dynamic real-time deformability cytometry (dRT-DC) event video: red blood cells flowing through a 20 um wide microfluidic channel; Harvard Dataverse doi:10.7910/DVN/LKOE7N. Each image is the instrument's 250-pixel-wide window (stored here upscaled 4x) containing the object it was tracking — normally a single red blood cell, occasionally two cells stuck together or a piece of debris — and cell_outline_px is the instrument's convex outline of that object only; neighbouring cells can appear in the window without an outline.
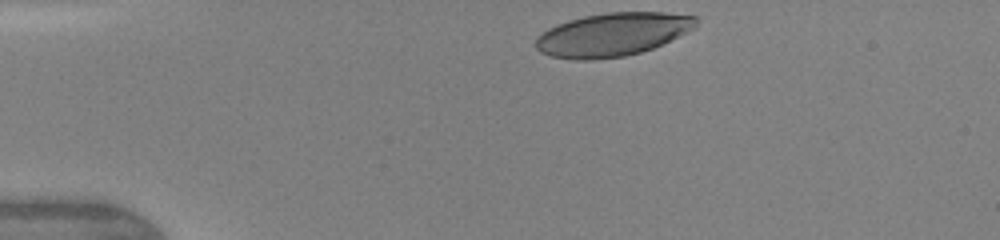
{"species": "human", "species_latin": "Homo sapiens", "temperature_condition": "warm", "stored_images_in_passage": 8, "camera_frame_rate_fps": 3000, "um_per_image_px": 0.085, "donor": {"sex": "female"}, "frame": {"image": 1, "passage_image": 1, "time_ms": 0.0, "image_size_px": [1000, 240], "cell_outline_px": [[700, 20], [696, 28], [688, 32], [652, 48], [640, 52], [624, 56], [588, 60], [576, 60], [552, 56], [540, 52], [536, 48], [536, 36], [548, 28], [556, 24], [568, 20], [584, 16], [608, 12], [664, 12], [696, 16]], "centroid_in_image_um": [52.08, 2.92], "position_along_channel_um": 32.9, "area_um2": 40.58}}
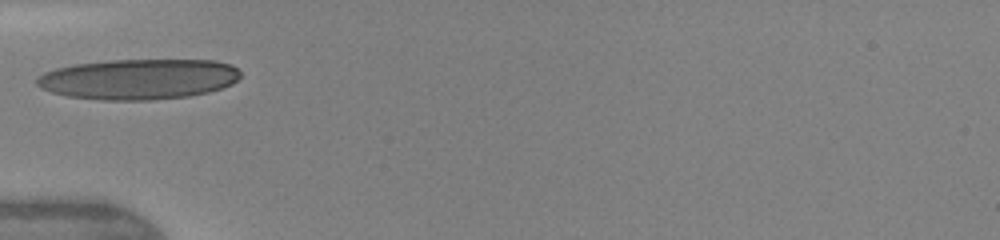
{"frame": {"image": 2, "passage_image": 4, "time_ms": 2.333, "image_size_px": [1000, 240], "cell_outline_px": [[240, 76], [232, 84], [208, 92], [188, 96], [152, 100], [104, 100], [68, 96], [52, 92], [40, 88], [36, 84], [36, 76], [44, 72], [56, 68], [76, 64], [112, 60], [216, 60], [232, 64], [240, 72]], "centroid_in_image_um": [11.77, 6.72], "position_along_channel_um": 73.2, "area_um2": 48.09}}